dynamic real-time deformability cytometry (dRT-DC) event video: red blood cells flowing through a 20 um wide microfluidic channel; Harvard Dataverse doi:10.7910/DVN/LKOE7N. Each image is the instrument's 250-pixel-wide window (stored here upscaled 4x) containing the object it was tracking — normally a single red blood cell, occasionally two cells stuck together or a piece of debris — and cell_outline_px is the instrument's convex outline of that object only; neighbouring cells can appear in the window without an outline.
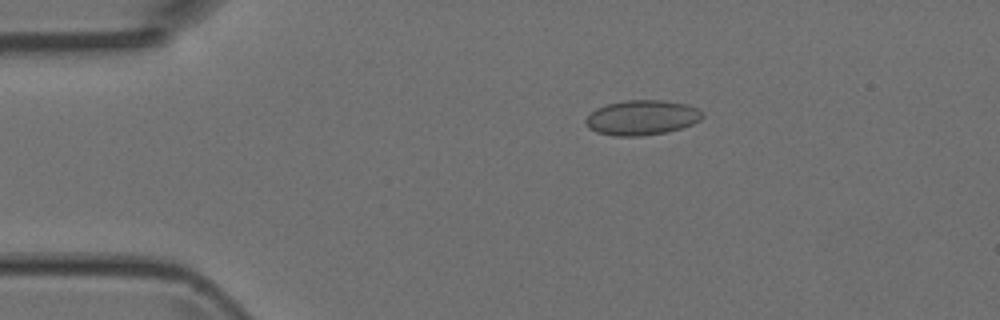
{"species": "Egyptian fruit bat (a non-hibernating species)", "species_latin": "Rousettus aegyptiacus", "temperature_condition": "room temperature", "stored_images_in_passage": 3, "camera_frame_rate_fps": 3000, "um_per_image_px": 0.085, "animal": {"sex": "female"}, "frame": {"image": 1, "passage_image": 2, "time_ms": 2.0, "image_size_px": [1000, 320], "cell_outline_px": [[704, 116], [700, 120], [692, 124], [668, 132], [640, 136], [612, 136], [596, 132], [588, 128], [584, 120], [596, 108], [604, 104], [624, 100], [664, 100], [688, 104], [704, 112]], "centroid_in_image_um": [54.55, 9.99], "position_along_channel_um": 30.4, "area_um2": 24.04}}